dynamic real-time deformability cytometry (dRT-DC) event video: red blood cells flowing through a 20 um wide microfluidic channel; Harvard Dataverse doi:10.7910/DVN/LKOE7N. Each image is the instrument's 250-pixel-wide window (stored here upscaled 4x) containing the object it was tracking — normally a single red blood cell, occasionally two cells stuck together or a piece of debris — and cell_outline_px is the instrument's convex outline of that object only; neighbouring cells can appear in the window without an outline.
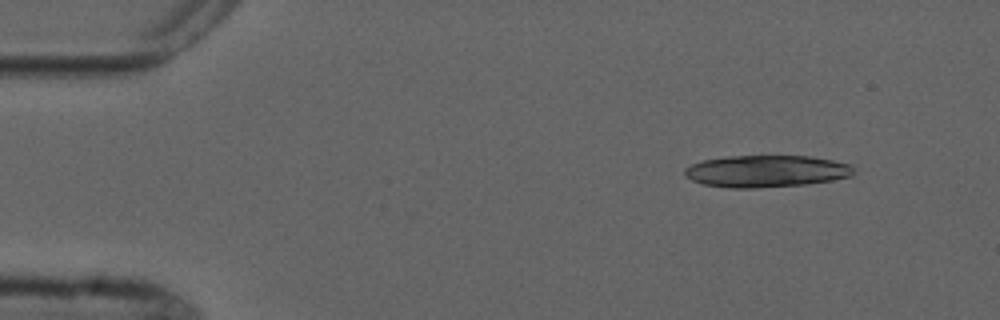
{"species": "common noctule bat (a hibernating species)", "species_latin": "Nyctalus noctula", "temperature_condition": "cold", "stored_images_in_passage": 5, "camera_frame_rate_fps": 3000, "um_per_image_px": 0.085, "animal": {"sex": "male", "forearm_length_mm": 52.5}, "frame": {"image": 1, "passage_image": 2, "time_ms": 1.0, "image_size_px": [1000, 320], "cell_outline_px": [[856, 172], [852, 176], [832, 180], [804, 184], [756, 188], [728, 188], [704, 184], [692, 180], [684, 176], [684, 168], [692, 164], [704, 160], [728, 156], [808, 156], [832, 160], [852, 164]], "centroid_in_image_um": [65.15, 14.55], "position_along_channel_um": 19.9, "area_um2": 31.56}}
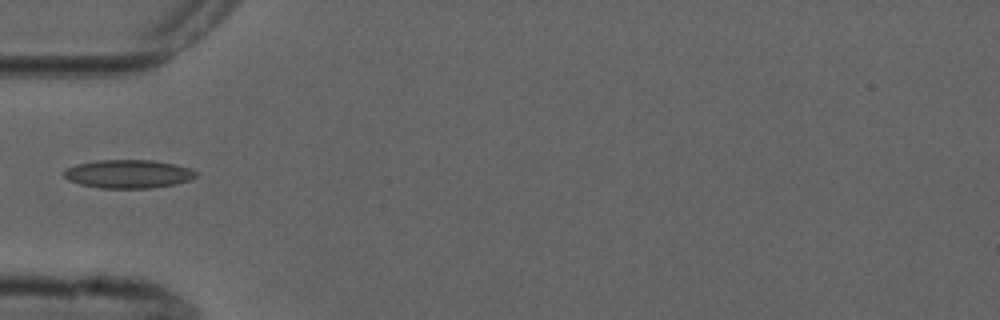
{"frame": {"image": 2, "passage_image": 5, "time_ms": 5.0, "image_size_px": [1000, 320], "cell_outline_px": [[196, 176], [188, 180], [176, 184], [148, 188], [100, 188], [80, 184], [68, 180], [64, 176], [64, 172], [68, 168], [76, 164], [100, 160], [152, 160], [176, 164], [188, 168], [196, 172]], "centroid_in_image_um": [10.9, 14.78], "position_along_channel_um": 74.1, "area_um2": 21.68}}